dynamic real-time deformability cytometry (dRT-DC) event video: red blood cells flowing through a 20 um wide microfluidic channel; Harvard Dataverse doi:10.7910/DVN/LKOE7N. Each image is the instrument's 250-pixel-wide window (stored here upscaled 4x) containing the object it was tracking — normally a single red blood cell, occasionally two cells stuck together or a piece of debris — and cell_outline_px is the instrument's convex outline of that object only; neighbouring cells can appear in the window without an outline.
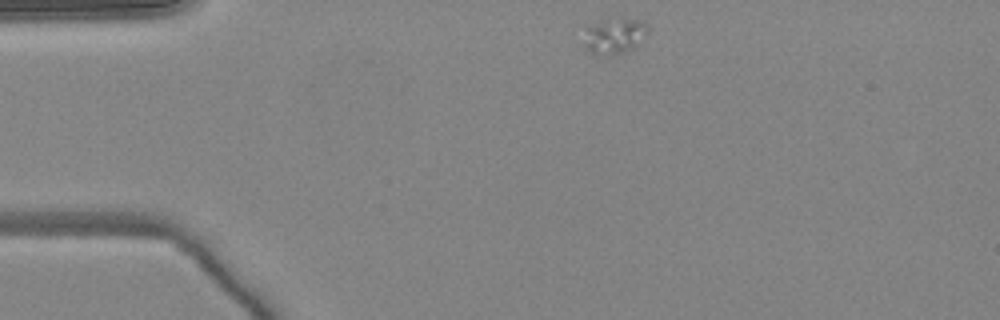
{"species": "common noctule bat (a hibernating species)", "species_latin": "Nyctalus noctula", "temperature_condition": "warm", "stored_images_in_passage": 42, "camera_frame_rate_fps": 3000, "um_per_image_px": 0.085, "animal": {"sex": "female", "body_mass_g": 24.6, "forearm_length_mm": 56.2}, "frame": {"image": 1, "passage_image": 1, "time_ms": 0.0, "image_size_px": [1000, 320], "cell_outline_px": [[648, 32], [632, 48], [624, 52], [612, 56], [596, 56], [584, 48], [580, 44], [588, 28], [592, 24], [604, 20], [640, 20], [648, 24]], "centroid_in_image_um": [52.15, 3.11], "position_along_channel_um": 32.8, "area_um2": 13.29}}
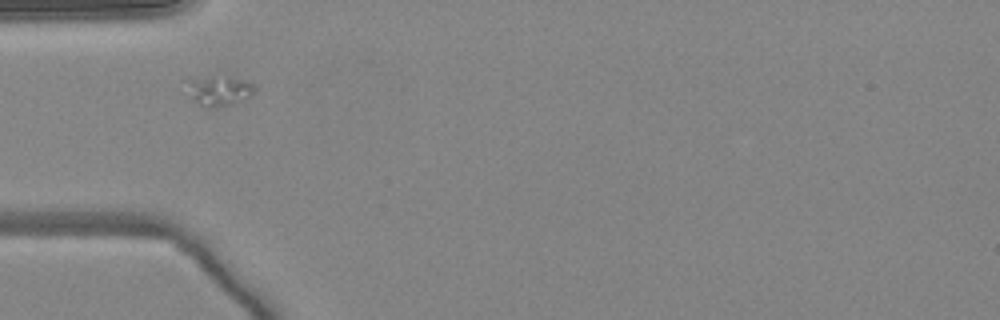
{"frame": {"image": 2, "passage_image": 7, "time_ms": 2.0, "image_size_px": [1000, 320], "cell_outline_px": [[256, 92], [244, 100], [232, 104], [216, 108], [200, 104], [188, 96], [192, 80], [224, 72], [256, 84]], "centroid_in_image_um": [18.76, 7.66], "position_along_channel_um": 66.2, "area_um2": 12.2}}
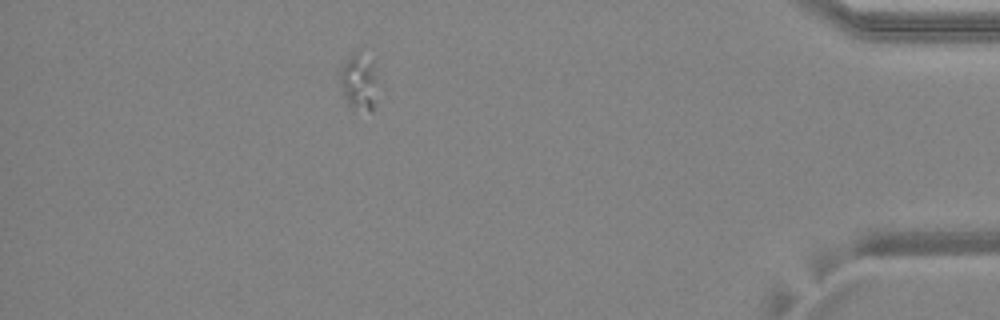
{"frame": {"image": 3, "passage_image": 36, "time_ms": 11.667, "image_size_px": [1000, 320], "cell_outline_px": [[376, 104], [372, 112], [352, 108], [348, 104], [344, 96], [340, 84], [340, 72], [344, 64], [352, 56], [356, 56], [372, 64], [376, 76]], "centroid_in_image_um": [30.51, 7.14], "position_along_channel_um": 404.7, "area_um2": 11.56}}